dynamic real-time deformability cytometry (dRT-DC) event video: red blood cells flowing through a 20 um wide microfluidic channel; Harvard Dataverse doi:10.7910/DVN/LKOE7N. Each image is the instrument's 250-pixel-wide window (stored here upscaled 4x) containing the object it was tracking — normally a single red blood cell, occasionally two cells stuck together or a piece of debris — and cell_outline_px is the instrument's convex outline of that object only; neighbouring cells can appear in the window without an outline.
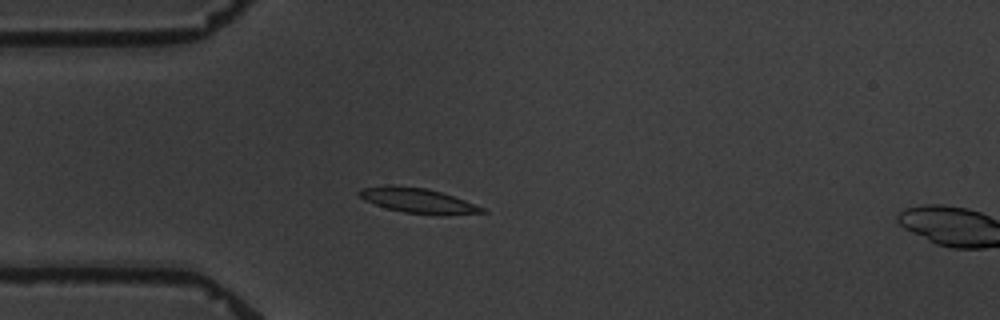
{"species": "common noctule bat (a hibernating species)", "species_latin": "Nyctalus noctula", "temperature_condition": "warm", "stored_images_in_passage": 6, "segment_of_instrument_passage": [1, 2], "camera_frame_rate_fps": 3000, "um_per_image_px": 0.085, "animal": {"sex": "male", "body_mass_g": 19.5, "forearm_length_mm": 54.6}, "frame": {"image": 1, "passage_image": 5, "time_ms": 4.667, "image_size_px": [1000, 320], "cell_outline_px": [[488, 212], [404, 212], [384, 208], [364, 200], [356, 192], [364, 188], [392, 184], [424, 188], [440, 192], [464, 200], [484, 208]], "centroid_in_image_um": [35.34, 16.98], "position_along_channel_um": 49.7, "area_um2": 16.7}}